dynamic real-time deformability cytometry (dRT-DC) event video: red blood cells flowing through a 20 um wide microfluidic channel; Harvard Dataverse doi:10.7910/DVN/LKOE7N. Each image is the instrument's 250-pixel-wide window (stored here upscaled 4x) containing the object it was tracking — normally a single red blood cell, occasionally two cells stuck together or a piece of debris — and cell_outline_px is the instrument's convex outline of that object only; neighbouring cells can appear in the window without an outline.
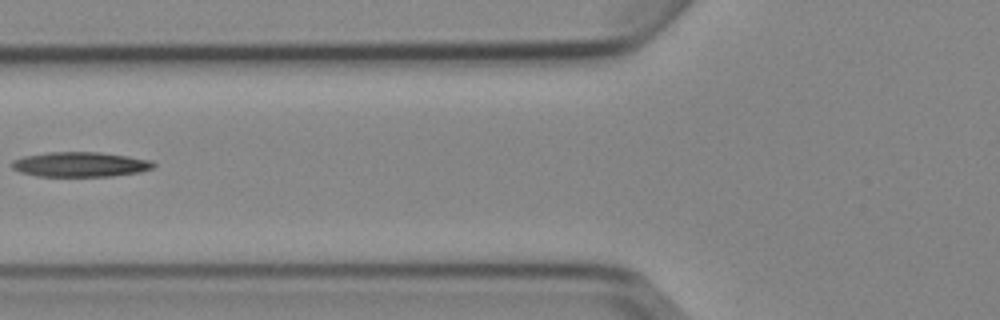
{"species": "Egyptian fruit bat (a non-hibernating species)", "species_latin": "Rousettus aegyptiacus", "temperature_condition": "cold", "stored_images_in_passage": 7, "segment_of_instrument_passage": [2, 2], "camera_frame_rate_fps": 3000, "um_per_image_px": 0.085, "animal": {"sex": "female"}, "frame": {"image": 1, "passage_image": 6, "time_ms": 6.667, "image_size_px": [1000, 320], "cell_outline_px": [[156, 164], [152, 168], [140, 172], [112, 176], [36, 176], [20, 172], [12, 168], [12, 160], [24, 156], [48, 152], [100, 152], [128, 156], [152, 160]], "centroid_in_image_um": [6.83, 13.97], "position_along_channel_um": 119.0, "area_um2": 20.58}}
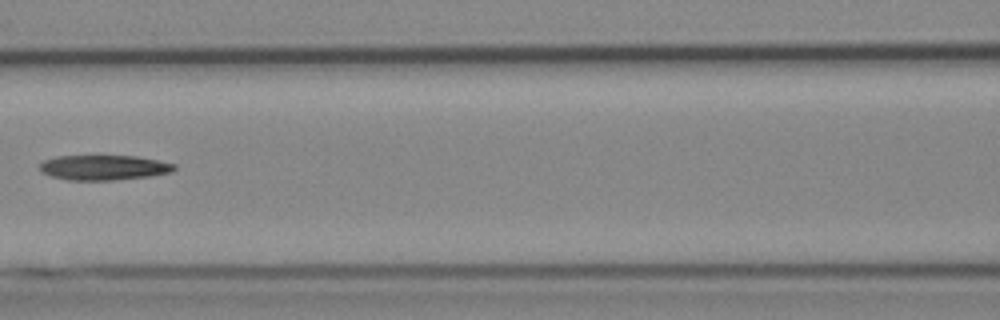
{"frame": {"image": 2, "passage_image": 7, "time_ms": 7.667, "image_size_px": [1000, 320], "cell_outline_px": [[176, 168], [172, 172], [152, 176], [112, 180], [68, 180], [52, 176], [40, 172], [40, 164], [44, 160], [56, 156], [136, 156], [176, 164]], "centroid_in_image_um": [8.83, 14.24], "position_along_channel_um": 157.8, "area_um2": 19.59}}